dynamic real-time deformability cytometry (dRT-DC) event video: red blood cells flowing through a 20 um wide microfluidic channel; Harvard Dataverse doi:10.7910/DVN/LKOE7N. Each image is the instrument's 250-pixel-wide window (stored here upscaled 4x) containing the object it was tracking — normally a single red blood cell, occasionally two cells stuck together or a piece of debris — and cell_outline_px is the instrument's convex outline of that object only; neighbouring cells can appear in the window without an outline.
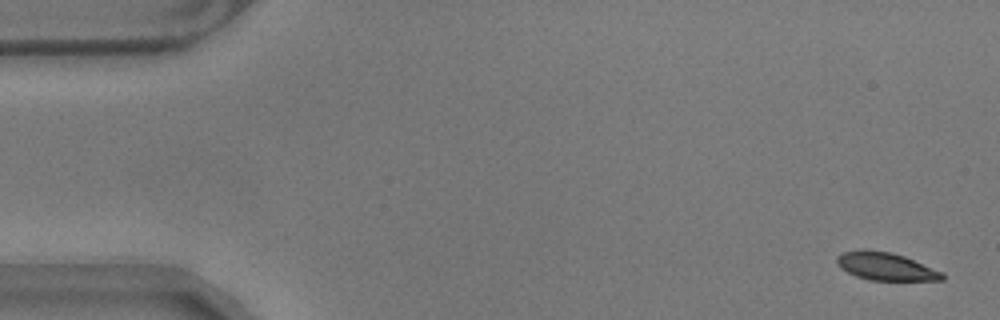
{"species": "common noctule bat (a hibernating species)", "species_latin": "Nyctalus noctula", "temperature_condition": "warm", "stored_images_in_passage": 57, "camera_frame_rate_fps": 3000, "um_per_image_px": 0.085, "animal": {"sex": "male", "body_mass_g": 17.9}, "frame": {"image": 1, "passage_image": 2, "time_ms": 0.333, "image_size_px": [1000, 320], "cell_outline_px": [[944, 280], [868, 280], [856, 276], [840, 268], [836, 260], [836, 256], [840, 252], [892, 252], [904, 256], [944, 272]], "centroid_in_image_um": [75.33, 22.68], "position_along_channel_um": 9.7, "area_um2": 16.59}}
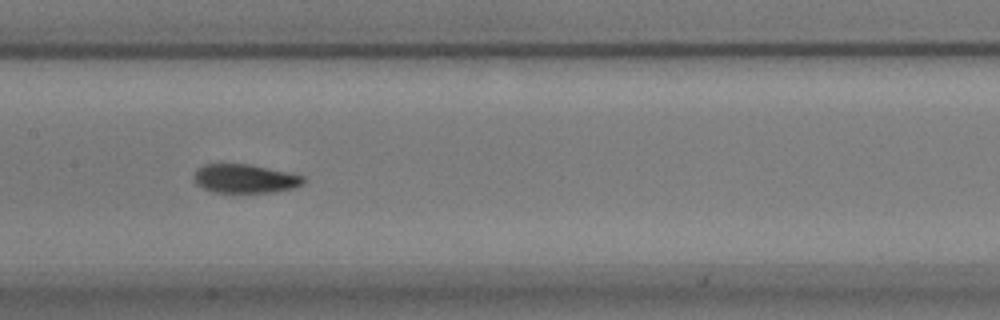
{"frame": {"image": 2, "passage_image": 28, "time_ms": 9.0, "image_size_px": [1000, 320], "cell_outline_px": [[308, 180], [304, 184], [296, 188], [276, 192], [216, 192], [204, 188], [196, 184], [192, 176], [196, 168], [204, 164], [252, 164], [288, 172], [304, 176]], "centroid_in_image_um": [20.86, 15.18], "position_along_channel_um": 186.5, "area_um2": 18.73}}
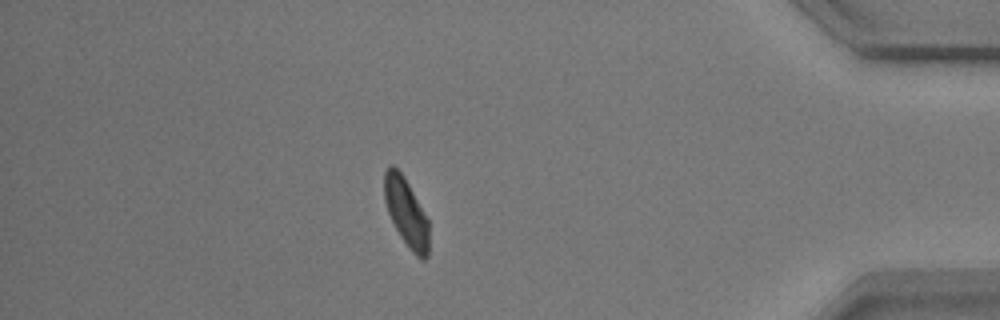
{"frame": {"image": 3, "passage_image": 50, "time_ms": 16.333, "image_size_px": [1000, 320], "cell_outline_px": [[428, 256], [424, 260], [420, 260], [412, 252], [400, 236], [388, 212], [384, 200], [384, 172], [392, 164], [404, 176], [428, 220]], "centroid_in_image_um": [34.52, 18.07], "position_along_channel_um": 400.7, "area_um2": 17.51}, "authors_computed_cell_mechanics": {"area_um2": 18.3226, "velocity_mm_per_s": 3.5028, "shape_relaxation_time_tau1_ms": 2.5755, "shape_relaxation_time_tau2_ms": 6.0404, "deformation_change_tau1": 0.12, "deformation_change_tau2": 0.0702}}